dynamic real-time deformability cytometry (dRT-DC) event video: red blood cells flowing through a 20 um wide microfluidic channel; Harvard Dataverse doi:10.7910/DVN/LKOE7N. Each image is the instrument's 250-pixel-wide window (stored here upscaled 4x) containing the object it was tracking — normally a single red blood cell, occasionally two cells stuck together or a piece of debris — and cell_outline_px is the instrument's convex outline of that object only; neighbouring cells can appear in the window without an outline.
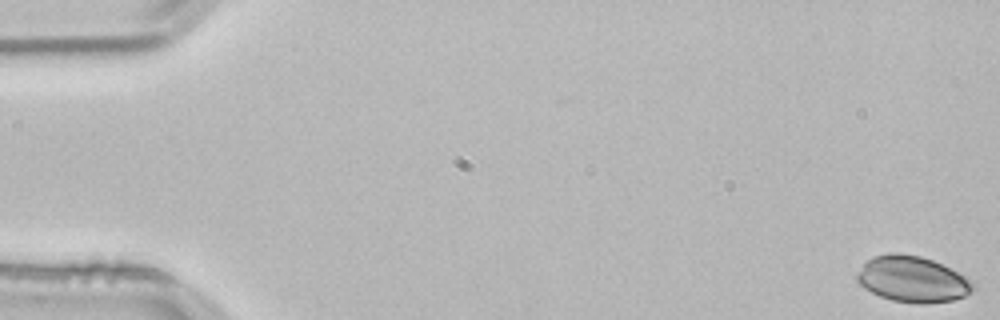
{"species": "common noctule bat (a hibernating species)", "species_latin": "Nyctalus noctula", "temperature_condition": "room temperature", "stored_images_in_passage": 54, "camera_frame_rate_fps": 3000, "um_per_image_px": 0.085, "animal": {"sex": "male", "body_mass_g": 21.5, "forearm_length_mm": 52.0}, "frame": {"image": 1, "passage_image": 1, "time_ms": 0.0, "image_size_px": [1000, 320], "cell_outline_px": [[976, 288], [972, 292], [964, 296], [952, 300], [924, 304], [920, 304], [892, 300], [880, 296], [864, 288], [856, 280], [856, 276], [864, 264], [872, 256], [888, 252], [900, 252], [920, 256], [932, 260], [972, 280]], "centroid_in_image_um": [77.55, 23.73], "position_along_channel_um": 7.4, "area_um2": 31.04}}
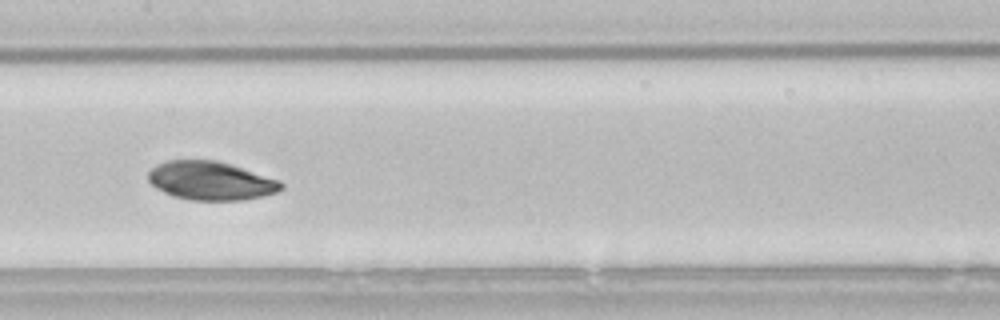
{"frame": {"image": 2, "passage_image": 27, "time_ms": 8.667, "image_size_px": [1000, 320], "cell_outline_px": [[284, 188], [276, 192], [244, 200], [188, 200], [172, 196], [156, 188], [148, 180], [148, 172], [156, 164], [168, 160], [216, 160], [280, 180], [284, 184]], "centroid_in_image_um": [17.89, 15.37], "position_along_channel_um": 189.5, "area_um2": 29.82}}
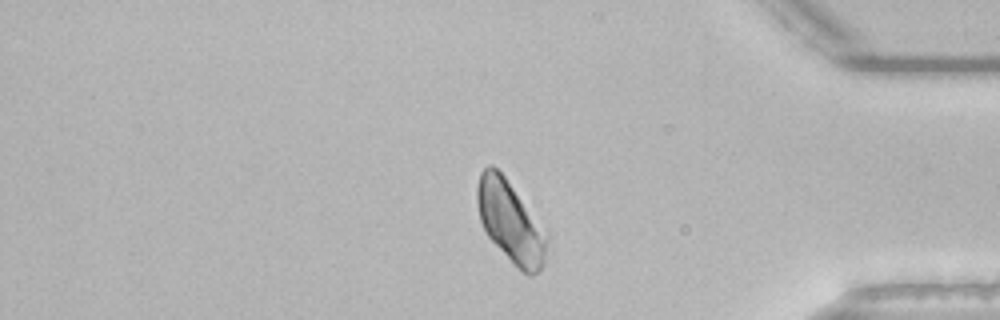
{"frame": {"image": 3, "passage_image": 45, "time_ms": 14.667, "image_size_px": [1000, 320], "cell_outline_px": [[548, 236], [544, 264], [532, 276], [528, 276], [488, 236], [480, 220], [476, 204], [476, 188], [480, 172], [488, 164], [492, 164], [504, 176], [548, 232]], "centroid_in_image_um": [43.39, 18.8], "position_along_channel_um": 391.8, "area_um2": 32.66}}